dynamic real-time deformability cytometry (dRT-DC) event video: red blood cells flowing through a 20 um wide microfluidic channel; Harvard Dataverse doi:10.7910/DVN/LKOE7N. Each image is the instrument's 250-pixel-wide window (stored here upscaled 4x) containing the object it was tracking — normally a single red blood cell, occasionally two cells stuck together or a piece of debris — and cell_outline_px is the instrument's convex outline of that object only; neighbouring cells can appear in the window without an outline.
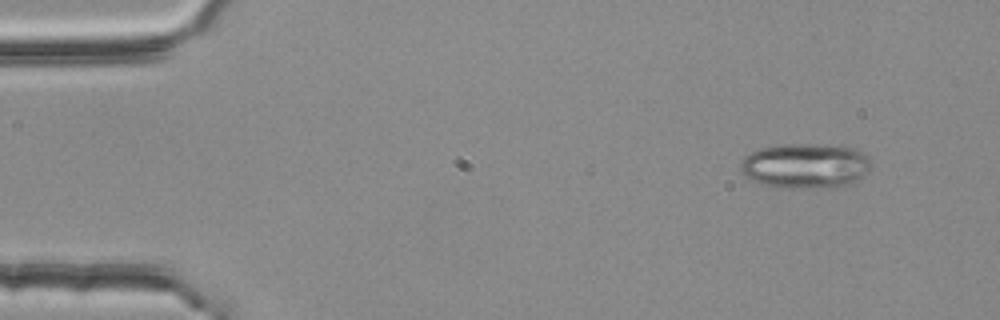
{"species": "common noctule bat (a hibernating species)", "species_latin": "Nyctalus noctula", "temperature_condition": "room temperature", "stored_images_in_passage": 4, "camera_frame_rate_fps": 3000, "um_per_image_px": 0.085, "animal": {"sex": "female", "body_mass_g": 25.1}, "frame": {"image": 1, "passage_image": 1, "time_ms": 0.0, "image_size_px": [1000, 320], "cell_outline_px": [[872, 164], [852, 184], [804, 188], [780, 188], [760, 184], [752, 180], [740, 172], [740, 160], [744, 156], [760, 148], [780, 144], [844, 144], [856, 148], [864, 152], [868, 156]], "centroid_in_image_um": [68.43, 14.06], "position_along_channel_um": 16.6, "area_um2": 34.68}}